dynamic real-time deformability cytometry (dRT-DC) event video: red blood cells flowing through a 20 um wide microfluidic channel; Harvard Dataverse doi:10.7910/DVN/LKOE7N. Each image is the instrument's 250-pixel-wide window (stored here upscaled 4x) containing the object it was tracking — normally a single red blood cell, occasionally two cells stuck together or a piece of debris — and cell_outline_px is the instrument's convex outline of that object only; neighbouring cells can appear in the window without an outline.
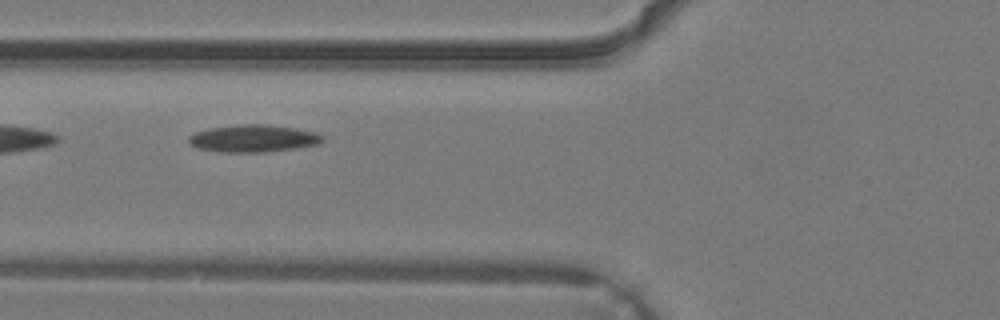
{"species": "common noctule bat (a hibernating species)", "species_latin": "Nyctalus noctula", "temperature_condition": "warm", "stored_images_in_passage": 3, "camera_frame_rate_fps": 3000, "um_per_image_px": 0.085, "animal": {"sex": "male", "body_mass_g": 19.2, "forearm_length_mm": 51.8}, "frame": {"image": 1, "passage_image": 3, "time_ms": 0.667, "image_size_px": [1000, 320], "cell_outline_px": [[324, 140], [316, 144], [296, 148], [264, 152], [220, 152], [196, 148], [188, 144], [188, 136], [196, 132], [208, 128], [240, 124], [264, 124], [296, 128], [316, 132], [324, 136]], "centroid_in_image_um": [21.5, 11.76], "position_along_channel_um": 104.3, "area_um2": 21.44}}